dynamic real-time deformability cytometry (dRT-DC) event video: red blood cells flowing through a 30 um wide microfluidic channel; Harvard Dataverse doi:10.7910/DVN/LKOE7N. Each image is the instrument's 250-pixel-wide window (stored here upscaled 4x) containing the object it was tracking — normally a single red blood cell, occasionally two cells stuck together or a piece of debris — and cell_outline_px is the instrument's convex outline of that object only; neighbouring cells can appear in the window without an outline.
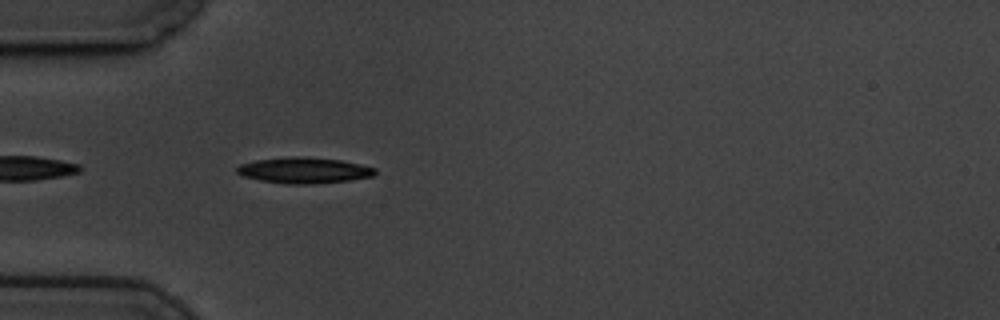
{"species": "common noctule bat (a hibernating species)", "species_latin": "Nyctalus noctula", "temperature_condition": "cold", "stored_images_in_passage": 41, "camera_frame_rate_fps": 3000, "um_per_image_px": 0.085, "animal": {"sex": "male", "body_mass_g": 19.5, "forearm_length_mm": 54.6}, "frame": {"image": 1, "passage_image": 2, "time_ms": 0.333, "image_size_px": [1000, 320], "cell_outline_px": [[376, 172], [372, 176], [348, 180], [312, 184], [288, 184], [260, 180], [244, 176], [236, 172], [236, 168], [240, 164], [256, 160], [292, 156], [304, 156], [340, 160], [360, 164], [376, 168]], "centroid_in_image_um": [25.83, 14.47], "position_along_channel_um": 59.2, "area_um2": 20.75}}
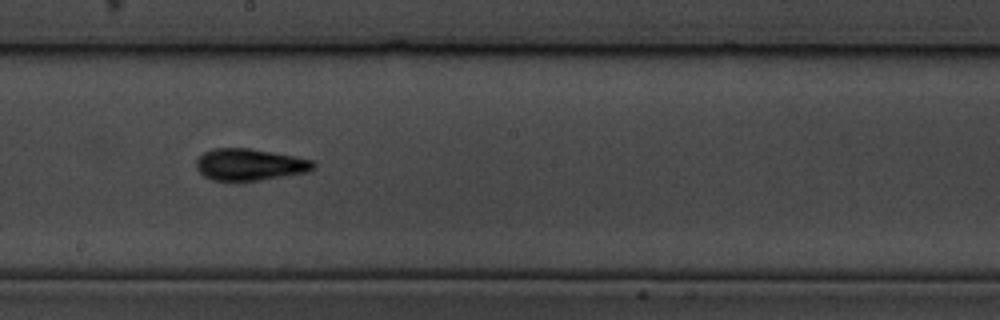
{"frame": {"image": 2, "passage_image": 17, "time_ms": 5.333, "image_size_px": [1000, 320], "cell_outline_px": [[316, 168], [308, 172], [256, 180], [212, 180], [204, 176], [196, 168], [196, 160], [204, 152], [212, 148], [248, 148], [272, 152], [312, 160], [316, 164]], "centroid_in_image_um": [21.21, 13.98], "position_along_channel_um": 227.0, "area_um2": 21.44}}
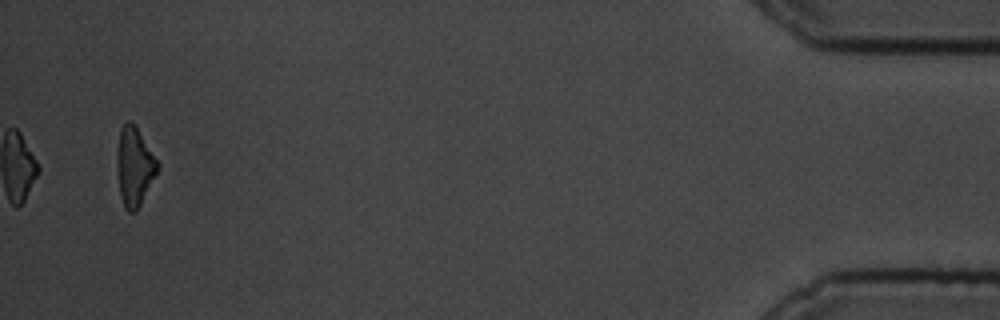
{"frame": {"image": 3, "passage_image": 41, "time_ms": 13.333, "image_size_px": [1000, 320], "cell_outline_px": [[160, 164], [136, 212], [128, 212], [124, 208], [120, 196], [116, 160], [116, 156], [120, 128], [128, 120], [132, 120]], "centroid_in_image_um": [11.4, 14.13], "position_along_channel_um": 423.8, "area_um2": 18.44}, "authors_computed_cell_mechanics": {"area_um2": 19.8254, "velocity_mm_per_s": 3.4455, "shape_relaxation_time_tau1_ms": 2.7413, "shape_relaxation_time_tau2_ms": 2.1413, "deformation_change_tau1": 0.137, "deformation_change_tau2": 0.1056}}